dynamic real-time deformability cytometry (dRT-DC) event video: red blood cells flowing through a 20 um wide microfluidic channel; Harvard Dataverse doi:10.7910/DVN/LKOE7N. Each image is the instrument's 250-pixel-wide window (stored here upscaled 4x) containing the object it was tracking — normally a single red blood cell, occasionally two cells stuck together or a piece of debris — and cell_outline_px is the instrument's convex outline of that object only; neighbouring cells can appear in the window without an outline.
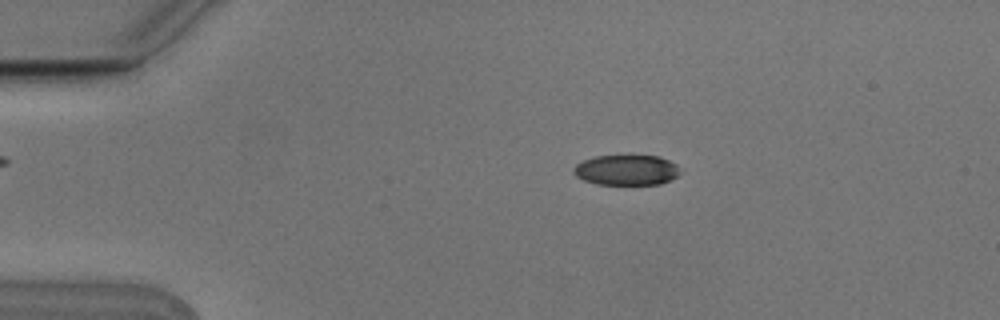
{"species": "Egyptian fruit bat (a non-hibernating species)", "species_latin": "Rousettus aegyptiacus", "temperature_condition": "cold", "stored_images_in_passage": 6, "camera_frame_rate_fps": 3000, "um_per_image_px": 0.085, "animal": {"sex": "male"}, "frame": {"image": 1, "passage_image": 2, "time_ms": 0.333, "image_size_px": [1000, 320], "cell_outline_px": [[680, 172], [676, 176], [660, 184], [596, 184], [584, 180], [576, 176], [572, 172], [572, 168], [576, 164], [584, 160], [596, 156], [660, 156], [676, 164]], "centroid_in_image_um": [53.21, 14.45], "position_along_channel_um": 31.8, "area_um2": 18.67}}
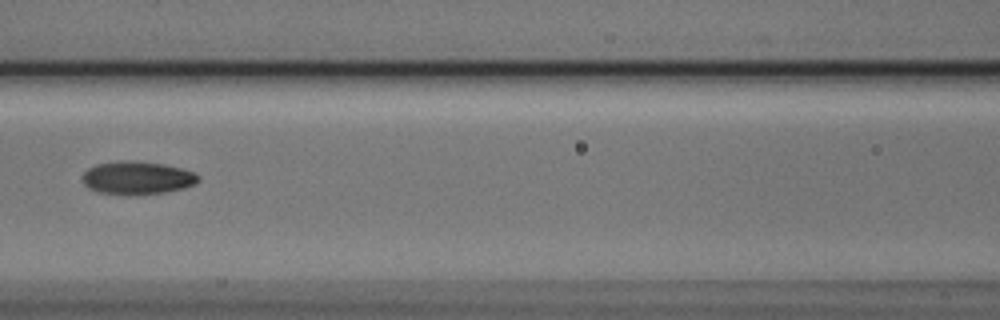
{"frame": {"image": 2, "passage_image": 6, "time_ms": 1.667, "image_size_px": [1000, 320], "cell_outline_px": [[200, 180], [184, 188], [164, 192], [100, 192], [88, 188], [84, 184], [84, 172], [88, 168], [96, 164], [120, 160], [136, 160], [164, 164], [180, 168], [192, 172], [200, 176]], "centroid_in_image_um": [11.67, 15.06], "position_along_channel_um": 154.9, "area_um2": 21.5}}